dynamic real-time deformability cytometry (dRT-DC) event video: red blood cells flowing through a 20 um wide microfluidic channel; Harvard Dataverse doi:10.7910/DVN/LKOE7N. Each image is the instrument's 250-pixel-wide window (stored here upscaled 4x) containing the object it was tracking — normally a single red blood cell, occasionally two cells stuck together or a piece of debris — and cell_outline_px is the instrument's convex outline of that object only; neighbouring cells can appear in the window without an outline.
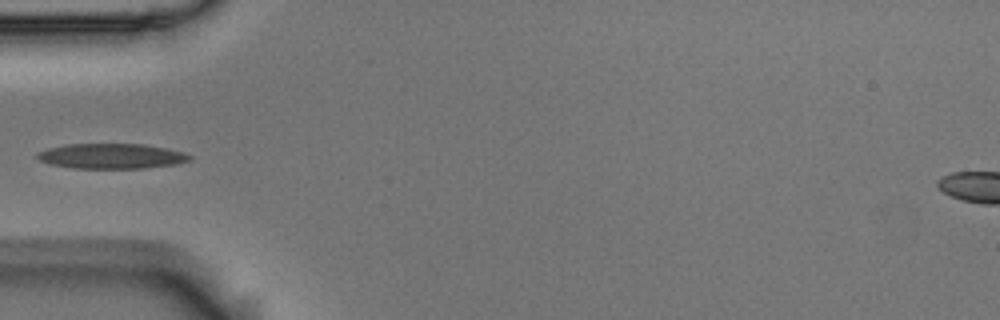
{"species": "Egyptian fruit bat (a non-hibernating species)", "species_latin": "Rousettus aegyptiacus", "temperature_condition": "room temperature", "stored_images_in_passage": 4, "camera_frame_rate_fps": 3000, "um_per_image_px": 0.085, "animal": {"sex": "male"}, "frame": {"image": 1, "passage_image": 4, "time_ms": 1.0, "image_size_px": [1000, 320], "cell_outline_px": [[192, 160], [180, 164], [144, 168], [72, 168], [48, 164], [40, 160], [36, 156], [36, 152], [48, 148], [68, 144], [144, 144], [184, 152], [192, 156]], "centroid_in_image_um": [9.49, 13.27], "position_along_channel_um": 75.5, "area_um2": 22.48}}